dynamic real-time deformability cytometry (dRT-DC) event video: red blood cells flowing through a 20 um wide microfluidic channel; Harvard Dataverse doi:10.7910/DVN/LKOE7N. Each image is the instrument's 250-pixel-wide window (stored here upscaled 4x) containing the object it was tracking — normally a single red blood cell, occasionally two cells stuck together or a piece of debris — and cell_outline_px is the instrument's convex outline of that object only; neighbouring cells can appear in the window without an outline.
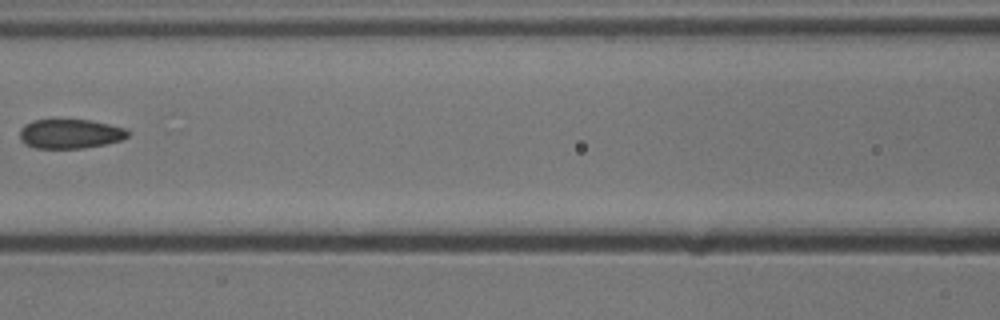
{"species": "common noctule bat (a hibernating species)", "species_latin": "Nyctalus noctula", "temperature_condition": "cold", "stored_images_in_passage": 7, "camera_frame_rate_fps": 3000, "um_per_image_px": 0.085, "animal": {"sex": "male", "body_mass_g": 13.3}, "frame": {"image": 1, "passage_image": 6, "time_ms": 1.667, "image_size_px": [1000, 320], "cell_outline_px": [[128, 136], [120, 140], [104, 144], [84, 148], [36, 148], [24, 144], [20, 140], [20, 128], [24, 124], [32, 120], [52, 116], [88, 120], [108, 124], [124, 128], [128, 132]], "centroid_in_image_um": [5.86, 11.32], "position_along_channel_um": 160.7, "area_um2": 19.19}}
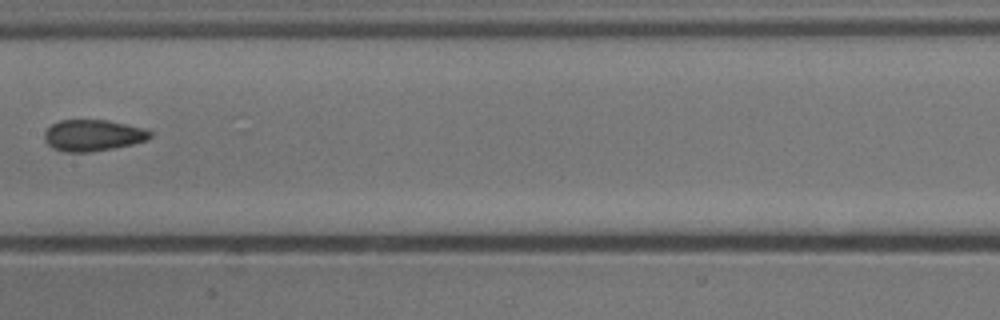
{"frame": {"image": 2, "passage_image": 7, "time_ms": 2.0, "image_size_px": [1000, 320], "cell_outline_px": [[152, 136], [148, 140], [132, 144], [112, 148], [88, 152], [64, 152], [52, 148], [44, 140], [44, 132], [52, 124], [60, 120], [108, 120], [144, 128], [152, 132]], "centroid_in_image_um": [7.89, 11.5], "position_along_channel_um": 199.5, "area_um2": 19.36}}